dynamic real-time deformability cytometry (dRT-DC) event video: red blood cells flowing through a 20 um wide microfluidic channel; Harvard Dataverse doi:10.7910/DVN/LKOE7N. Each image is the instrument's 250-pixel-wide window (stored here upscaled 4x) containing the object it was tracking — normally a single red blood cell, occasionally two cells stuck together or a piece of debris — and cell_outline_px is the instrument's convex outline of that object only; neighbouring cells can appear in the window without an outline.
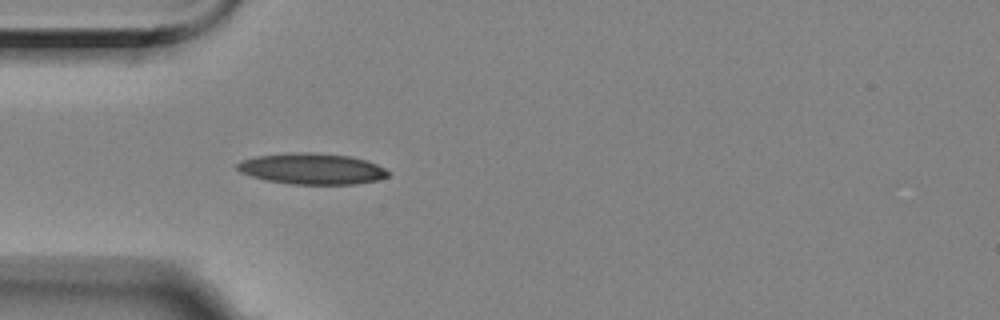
{"species": "Egyptian fruit bat (a non-hibernating species)", "species_latin": "Rousettus aegyptiacus", "temperature_condition": "room temperature", "stored_images_in_passage": 1, "camera_frame_rate_fps": 3000, "um_per_image_px": 0.085, "animal": {"sex": "female"}, "frame": {"image": 1, "passage_image": 1, "time_ms": 0.0, "image_size_px": [1000, 320], "cell_outline_px": [[392, 172], [388, 176], [376, 180], [356, 184], [292, 184], [268, 180], [252, 176], [240, 172], [236, 168], [236, 164], [240, 160], [256, 156], [284, 152], [316, 152], [352, 156], [368, 160]], "centroid_in_image_um": [26.52, 14.32], "position_along_channel_um": 58.5, "area_um2": 27.63}}